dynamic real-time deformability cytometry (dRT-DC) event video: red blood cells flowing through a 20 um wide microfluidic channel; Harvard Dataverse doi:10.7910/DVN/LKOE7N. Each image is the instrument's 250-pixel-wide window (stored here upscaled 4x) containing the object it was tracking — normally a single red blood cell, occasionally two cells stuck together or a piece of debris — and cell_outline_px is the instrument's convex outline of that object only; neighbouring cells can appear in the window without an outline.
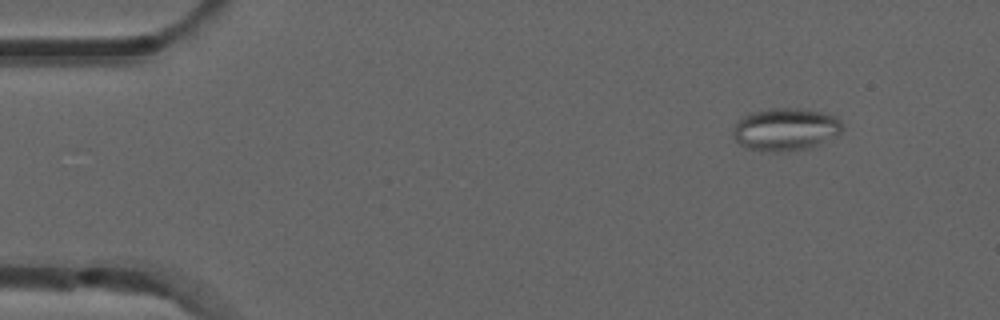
{"species": "common noctule bat (a hibernating species)", "species_latin": "Nyctalus noctula", "temperature_condition": "room temperature", "stored_images_in_passage": 4, "camera_frame_rate_fps": 3000, "um_per_image_px": 0.085, "animal": {"sex": "male", "forearm_length_mm": 52.5}, "frame": {"image": 1, "passage_image": 1, "time_ms": 0.0, "image_size_px": [1000, 320], "cell_outline_px": [[840, 132], [836, 136], [812, 148], [788, 152], [768, 152], [748, 148], [740, 144], [732, 136], [732, 132], [736, 120], [748, 112], [772, 108], [804, 108], [836, 116], [840, 120]], "centroid_in_image_um": [66.73, 11.0], "position_along_channel_um": 18.3, "area_um2": 27.63}}